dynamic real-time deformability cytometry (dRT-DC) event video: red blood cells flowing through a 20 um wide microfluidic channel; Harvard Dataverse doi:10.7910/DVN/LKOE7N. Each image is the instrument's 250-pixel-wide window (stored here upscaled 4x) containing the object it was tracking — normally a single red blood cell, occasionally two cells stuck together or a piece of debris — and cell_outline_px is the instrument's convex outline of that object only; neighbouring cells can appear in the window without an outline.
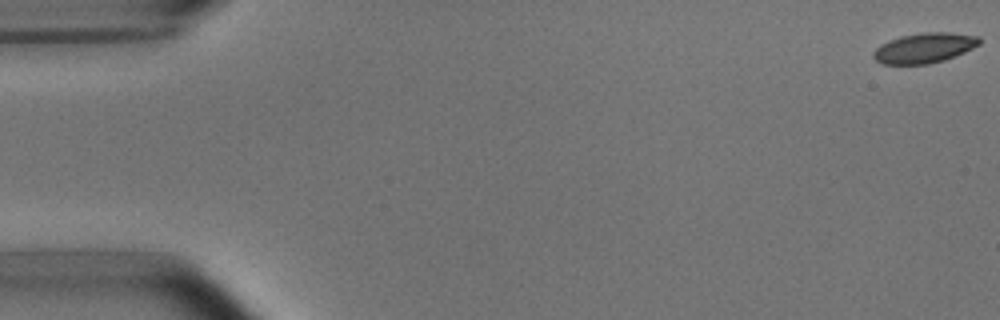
{"species": "common noctule bat (a hibernating species)", "species_latin": "Nyctalus noctula", "temperature_condition": "room temperature", "stored_images_in_passage": 53, "camera_frame_rate_fps": 3000, "um_per_image_px": 0.085, "animal": {"sex": "male", "body_mass_g": 15.6}, "frame": {"image": 1, "passage_image": 1, "time_ms": 0.0, "image_size_px": [1000, 320], "cell_outline_px": [[980, 44], [964, 52], [944, 60], [928, 64], [880, 64], [872, 56], [872, 52], [880, 44], [888, 40], [900, 36], [924, 32], [948, 32], [980, 36]], "centroid_in_image_um": [78.54, 4.07], "position_along_channel_um": 6.5, "area_um2": 18.67}}
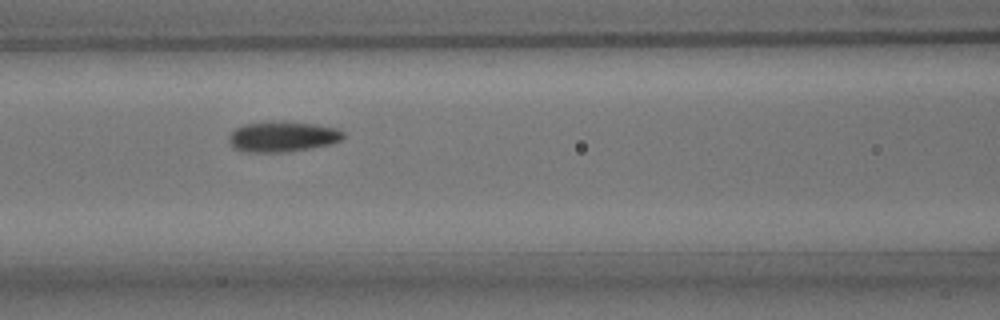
{"frame": {"image": 2, "passage_image": 23, "time_ms": 7.333, "image_size_px": [1000, 320], "cell_outline_px": [[344, 136], [340, 140], [328, 144], [312, 148], [284, 152], [244, 152], [232, 148], [228, 140], [228, 136], [236, 128], [244, 124], [264, 120], [316, 124], [336, 128], [344, 132]], "centroid_in_image_um": [23.95, 11.6], "position_along_channel_um": 142.6, "area_um2": 20.52}}
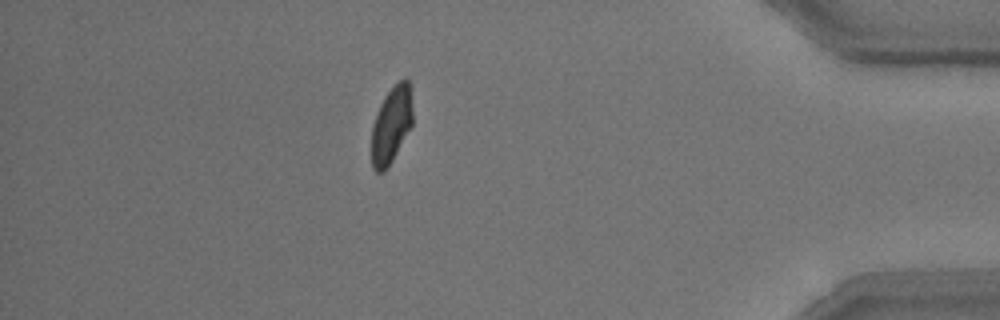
{"frame": {"image": 3, "passage_image": 47, "time_ms": 15.333, "image_size_px": [1000, 320], "cell_outline_px": [[412, 124], [392, 160], [384, 172], [376, 172], [372, 168], [372, 128], [380, 104], [384, 96], [404, 76], [408, 80], [412, 108]], "centroid_in_image_um": [33.26, 10.62], "position_along_channel_um": 401.9, "area_um2": 17.98}, "authors_computed_cell_mechanics": {"area_um2": 19.3052, "velocity_mm_per_s": 3.7785, "shape_relaxation_time_tau1_ms": 3.114, "shape_relaxation_time_tau2_ms": 1.2094, "deformation_change_tau1": 0.1179, "deformation_change_tau2": 0.0527}}